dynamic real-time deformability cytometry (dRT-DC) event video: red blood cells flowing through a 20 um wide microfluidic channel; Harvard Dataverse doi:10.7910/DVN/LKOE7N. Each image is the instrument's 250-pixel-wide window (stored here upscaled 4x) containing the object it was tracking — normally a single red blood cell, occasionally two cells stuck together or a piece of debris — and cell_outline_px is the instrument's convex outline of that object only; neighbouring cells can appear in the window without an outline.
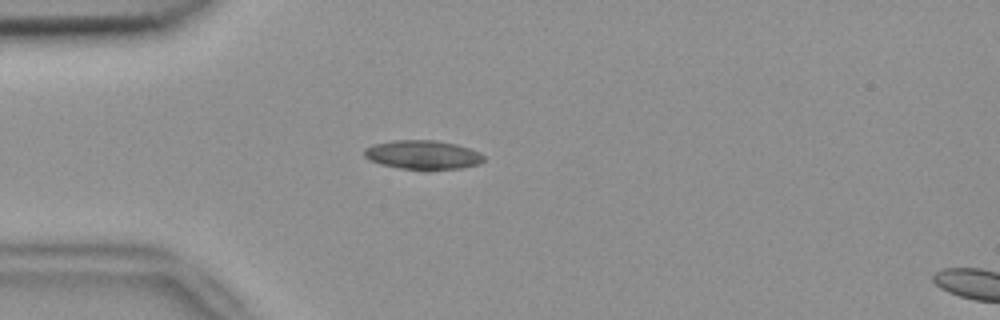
{"species": "common noctule bat (a hibernating species)", "species_latin": "Nyctalus noctula", "temperature_condition": "room temperature", "stored_images_in_passage": 53, "camera_frame_rate_fps": 3000, "um_per_image_px": 0.085, "animal": {"sex": "female", "body_mass_g": 18.4}, "frame": {"image": 1, "passage_image": 14, "time_ms": 4.333, "image_size_px": [1000, 320], "cell_outline_px": [[484, 160], [480, 164], [464, 168], [428, 172], [424, 172], [400, 168], [380, 164], [368, 160], [364, 156], [364, 148], [372, 144], [392, 140], [436, 140], [456, 144], [480, 152], [484, 156]], "centroid_in_image_um": [35.94, 13.19], "position_along_channel_um": 49.1, "area_um2": 21.04}}
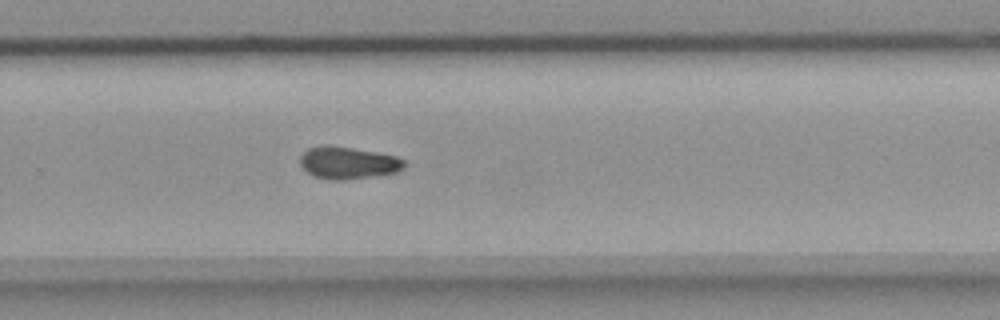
{"frame": {"image": 2, "passage_image": 35, "time_ms": 11.333, "image_size_px": [1000, 320], "cell_outline_px": [[404, 168], [396, 172], [380, 176], [344, 180], [328, 180], [312, 176], [300, 164], [300, 156], [308, 148], [320, 144], [328, 144], [352, 148], [396, 156], [404, 160]], "centroid_in_image_um": [29.56, 13.85], "position_along_channel_um": 300.2, "area_um2": 19.83}}
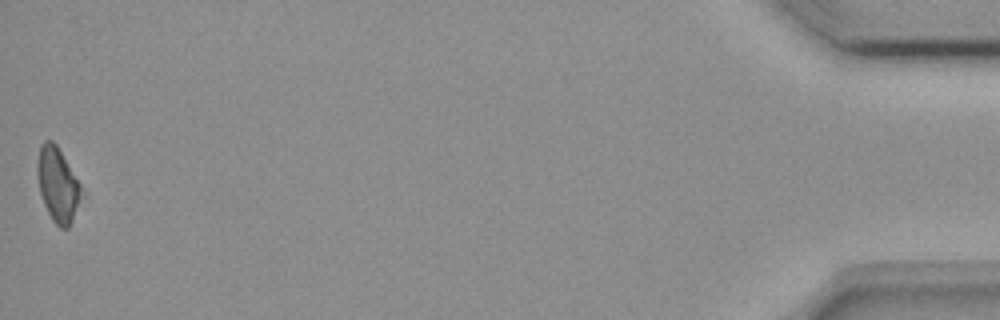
{"frame": {"image": 3, "passage_image": 53, "time_ms": 17.333, "image_size_px": [1000, 320], "cell_outline_px": [[84, 192], [72, 220], [68, 228], [60, 228], [52, 220], [44, 204], [40, 192], [36, 172], [36, 164], [40, 144], [44, 140], [52, 140], [56, 144], [80, 184]], "centroid_in_image_um": [4.89, 15.68], "position_along_channel_um": 430.3, "area_um2": 19.07}}